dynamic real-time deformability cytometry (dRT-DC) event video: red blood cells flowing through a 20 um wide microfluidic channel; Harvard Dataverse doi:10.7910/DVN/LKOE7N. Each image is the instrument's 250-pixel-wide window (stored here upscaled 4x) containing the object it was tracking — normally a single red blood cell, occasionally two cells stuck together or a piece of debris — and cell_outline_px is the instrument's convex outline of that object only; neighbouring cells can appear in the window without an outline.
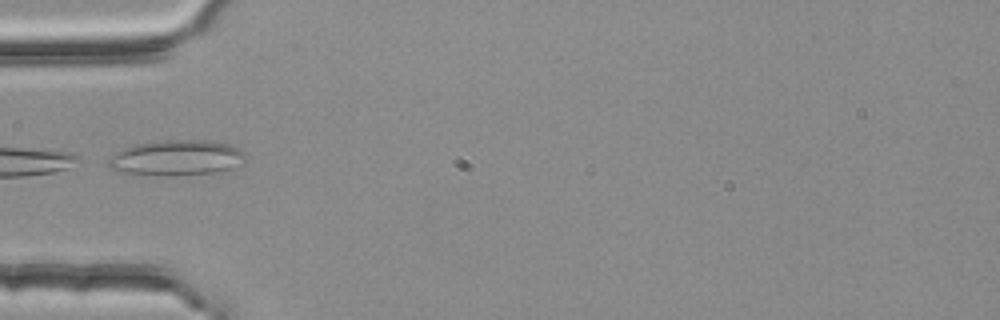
{"species": "common noctule bat (a hibernating species)", "species_latin": "Nyctalus noctula", "temperature_condition": "room temperature", "stored_images_in_passage": 5, "segment_of_instrument_passage": [2, 2], "camera_frame_rate_fps": 3000, "um_per_image_px": 0.085, "animal": {"sex": "female", "body_mass_g": 25.1}, "frame": {"image": 1, "passage_image": 5, "time_ms": 1.333, "image_size_px": [1000, 320], "cell_outline_px": [[248, 156], [232, 168], [216, 172], [176, 176], [168, 176], [124, 172], [108, 168], [108, 156], [124, 148], [136, 144], [168, 140], [208, 140], [228, 144], [240, 148]], "centroid_in_image_um": [15.01, 13.41], "position_along_channel_um": 70.0, "area_um2": 28.32}}